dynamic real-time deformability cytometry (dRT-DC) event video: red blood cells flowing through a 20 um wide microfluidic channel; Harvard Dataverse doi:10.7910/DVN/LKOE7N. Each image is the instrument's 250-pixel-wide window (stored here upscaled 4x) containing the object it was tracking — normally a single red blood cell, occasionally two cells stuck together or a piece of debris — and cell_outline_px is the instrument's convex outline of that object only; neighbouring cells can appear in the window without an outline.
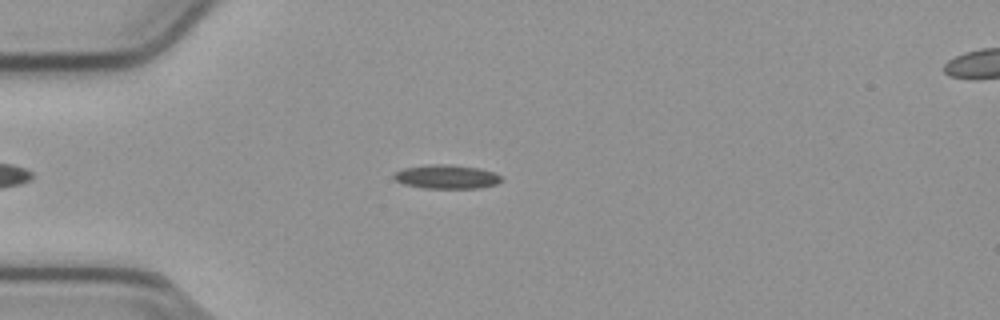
{"species": "common noctule bat (a hibernating species)", "species_latin": "Nyctalus noctula", "temperature_condition": "cold", "stored_images_in_passage": 43, "camera_frame_rate_fps": 3000, "um_per_image_px": 0.085, "animal": {"sex": "male", "body_mass_g": 23.1, "forearm_length_mm": 52.7}, "frame": {"image": 1, "passage_image": 3, "time_ms": 0.667, "image_size_px": [1000, 320], "cell_outline_px": [[504, 180], [496, 184], [480, 188], [424, 188], [404, 184], [396, 180], [392, 176], [392, 172], [404, 168], [432, 164], [444, 164], [480, 168], [496, 172]], "centroid_in_image_um": [37.97, 15.02], "position_along_channel_um": 47.0, "area_um2": 15.09}}
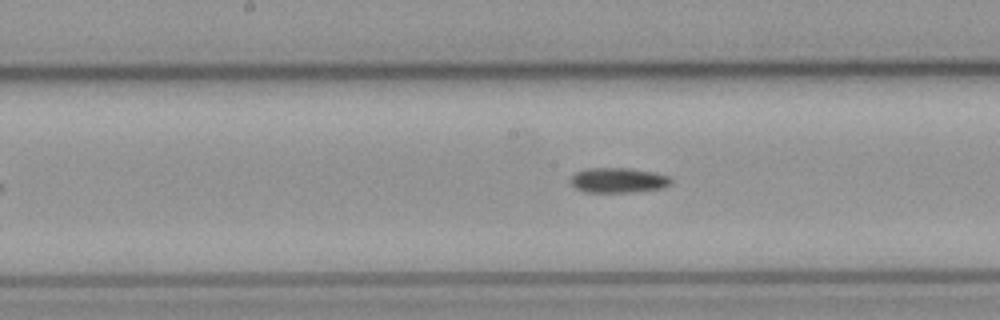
{"frame": {"image": 2, "passage_image": 16, "time_ms": 5.0, "image_size_px": [1000, 320], "cell_outline_px": [[672, 180], [664, 188], [628, 192], [584, 192], [576, 188], [568, 180], [576, 172], [584, 168], [628, 168], [656, 172], [668, 176]], "centroid_in_image_um": [52.51, 15.31], "position_along_channel_um": 195.7, "area_um2": 14.68}}
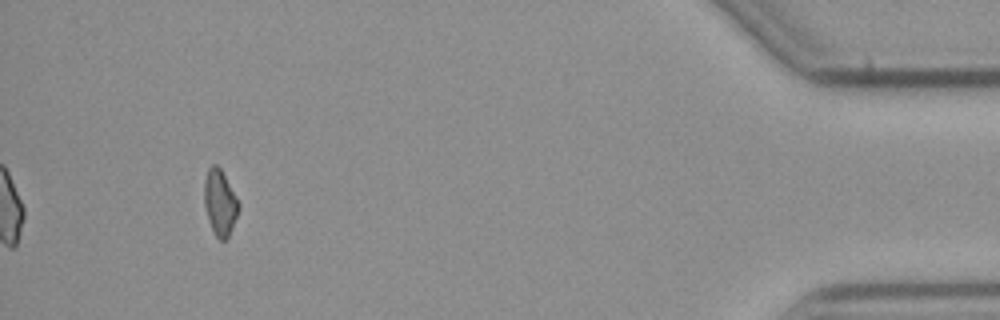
{"frame": {"image": 3, "passage_image": 39, "time_ms": 12.667, "image_size_px": [1000, 320], "cell_outline_px": [[240, 208], [232, 228], [228, 236], [224, 240], [220, 240], [216, 236], [208, 220], [204, 204], [204, 180], [208, 168], [212, 164], [216, 164], [220, 168], [240, 204]], "centroid_in_image_um": [18.69, 17.21], "position_along_channel_um": 416.5, "area_um2": 13.06}}